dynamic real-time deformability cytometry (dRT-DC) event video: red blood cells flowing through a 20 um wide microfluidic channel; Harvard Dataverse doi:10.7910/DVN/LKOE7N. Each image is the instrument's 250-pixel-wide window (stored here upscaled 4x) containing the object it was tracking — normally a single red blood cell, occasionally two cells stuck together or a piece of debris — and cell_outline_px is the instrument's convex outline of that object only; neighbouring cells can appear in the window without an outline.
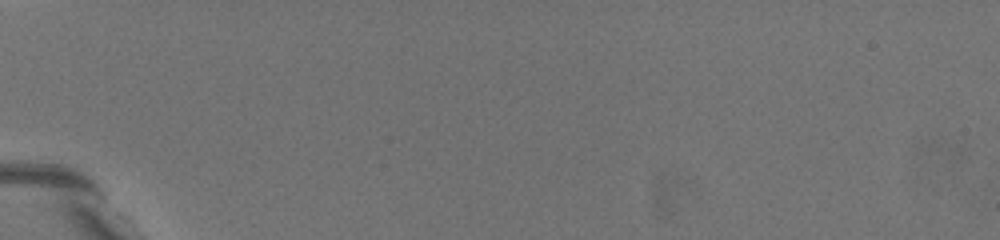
{"species": "common noctule bat (a hibernating species)", "species_latin": "Nyctalus noctula", "temperature_condition": "warm", "stored_images_in_passage": 2, "camera_frame_rate_fps": 3000, "um_per_image_px": 0.085, "animal": {"sex": "female", "body_mass_g": 19.5, "forearm_length_mm": 54.1}, "frame": {"image": 1, "passage_image": 1, "time_ms": 0.0, "image_size_px": [1000, 240], "cell_outline_px": [[184, 204], [176, 208], [168, 208], [120, 168], [116, 164], [104, 144], [104, 136], [136, 144]], "centroid_in_image_um": [12.05, 14.52], "position_along_channel_um": 73.0, "area_um2": 14.57}}